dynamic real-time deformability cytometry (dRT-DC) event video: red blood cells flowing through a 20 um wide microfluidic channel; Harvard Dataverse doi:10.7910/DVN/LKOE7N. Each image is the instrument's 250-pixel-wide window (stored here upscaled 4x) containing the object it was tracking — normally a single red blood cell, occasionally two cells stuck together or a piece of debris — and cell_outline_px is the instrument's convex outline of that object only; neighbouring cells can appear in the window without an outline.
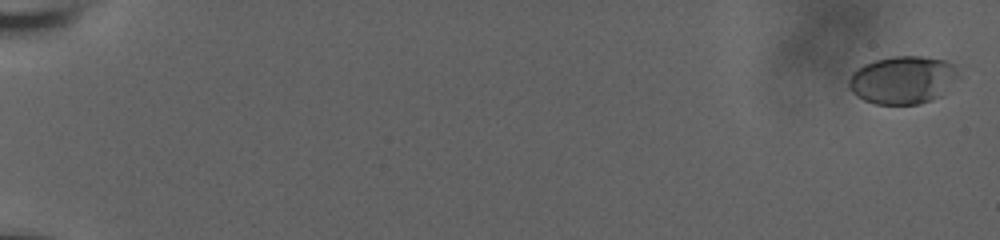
{"species": "human", "species_latin": "Homo sapiens", "temperature_condition": "room temperature", "stored_images_in_passage": 56, "camera_frame_rate_fps": 3000, "um_per_image_px": 0.085, "donor": {"sex": "male"}, "frame": {"image": 1, "passage_image": 2, "time_ms": 0.333, "image_size_px": [1000, 240], "cell_outline_px": [[956, 76], [940, 96], [932, 100], [920, 104], [876, 104], [864, 100], [856, 96], [848, 88], [848, 80], [852, 72], [856, 68], [864, 64], [876, 60], [892, 56], [920, 56], [944, 60], [956, 64]], "centroid_in_image_um": [76.67, 6.79], "position_along_channel_um": 8.3, "area_um2": 30.46}}
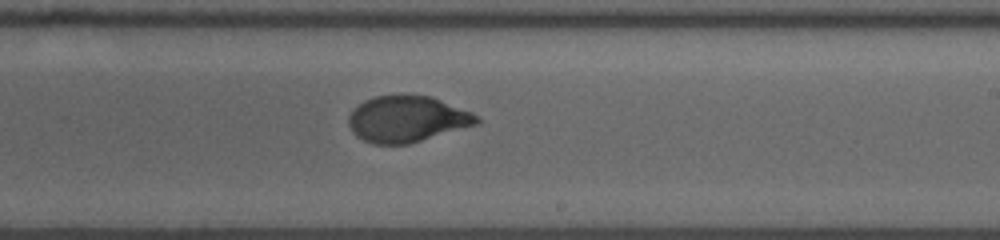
{"frame": {"image": 2, "passage_image": 35, "time_ms": 11.333, "image_size_px": [1000, 240], "cell_outline_px": [[480, 120], [476, 124], [408, 144], [372, 144], [356, 136], [352, 132], [348, 124], [348, 116], [364, 100], [376, 96], [400, 92], [404, 92], [432, 96], [472, 112], [480, 116]], "centroid_in_image_um": [34.59, 10.07], "position_along_channel_um": 254.4, "area_um2": 34.97}}
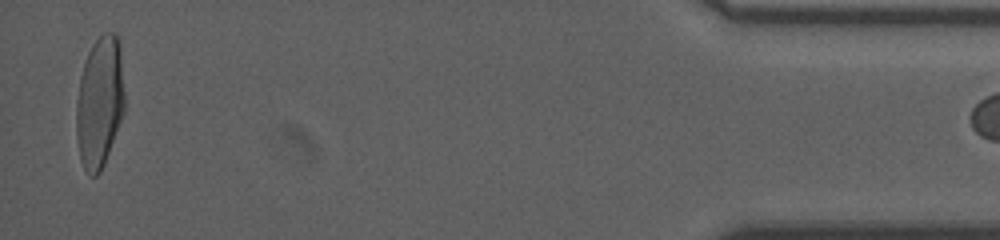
{"frame": {"image": 3, "passage_image": 55, "time_ms": 18.0, "image_size_px": [1000, 240], "cell_outline_px": [[124, 112], [104, 164], [100, 172], [96, 176], [88, 176], [80, 160], [76, 136], [76, 104], [80, 76], [88, 52], [92, 44], [104, 32], [116, 32], [120, 40], [124, 92]], "centroid_in_image_um": [8.47, 8.67], "position_along_channel_um": 426.7, "area_um2": 37.28}}